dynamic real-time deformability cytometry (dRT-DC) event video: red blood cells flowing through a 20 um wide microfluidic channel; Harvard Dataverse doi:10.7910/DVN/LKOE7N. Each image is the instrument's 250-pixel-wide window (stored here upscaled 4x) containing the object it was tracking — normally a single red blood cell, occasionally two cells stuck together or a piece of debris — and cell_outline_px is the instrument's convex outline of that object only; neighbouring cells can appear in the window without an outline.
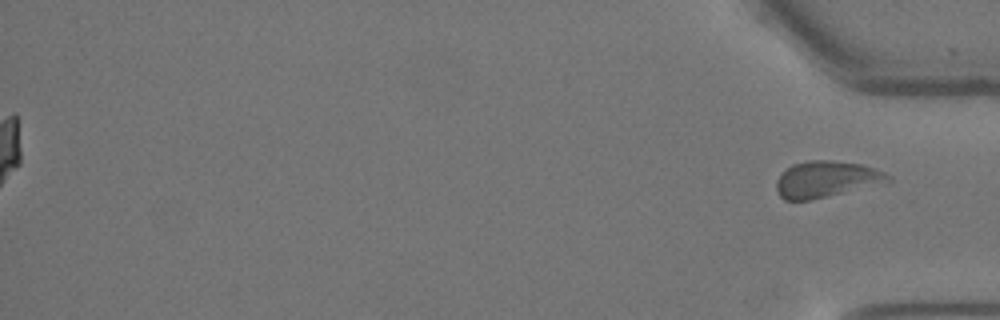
{"species": "Egyptian fruit bat (a non-hibernating species)", "species_latin": "Rousettus aegyptiacus", "temperature_condition": "warm", "stored_images_in_passage": 50, "segment_of_instrument_passage": [2, 2], "camera_frame_rate_fps": 3000, "um_per_image_px": 0.085, "animal": {"sex": "female"}, "frame": {"image": 1, "passage_image": 50, "time_ms": 16.333, "image_size_px": [1000, 320], "cell_outline_px": [[892, 180], [808, 200], [784, 200], [780, 196], [776, 188], [776, 180], [780, 172], [792, 164], [808, 160], [832, 160], [860, 164], [884, 172], [892, 176]], "centroid_in_image_um": [70.14, 15.21], "position_along_channel_um": 365.1, "area_um2": 23.18}}